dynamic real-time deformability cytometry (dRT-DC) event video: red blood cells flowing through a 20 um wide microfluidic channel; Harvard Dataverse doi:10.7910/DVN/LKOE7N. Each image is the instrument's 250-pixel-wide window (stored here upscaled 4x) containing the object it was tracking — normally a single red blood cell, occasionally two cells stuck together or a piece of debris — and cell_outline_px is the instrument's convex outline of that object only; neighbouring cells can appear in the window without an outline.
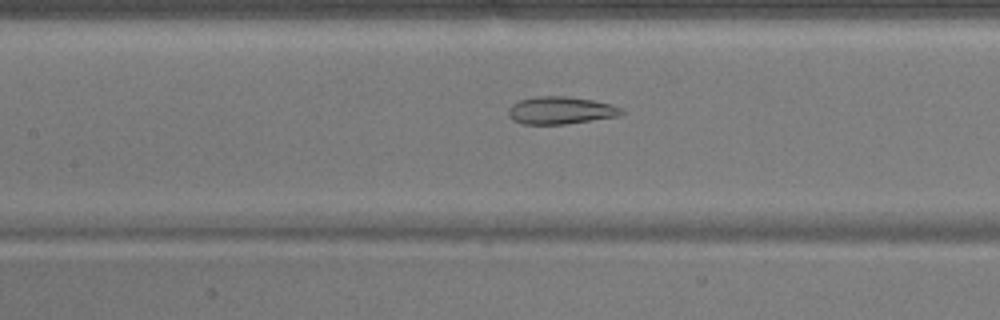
{"species": "common noctule bat (a hibernating species)", "species_latin": "Nyctalus noctula", "temperature_condition": "warm", "stored_images_in_passage": 51, "camera_frame_rate_fps": 3000, "um_per_image_px": 0.085, "animal": {"sex": "male", "body_mass_g": 17.9}, "frame": {"image": 1, "passage_image": 23, "time_ms": 7.333, "image_size_px": [1000, 320], "cell_outline_px": [[624, 112], [616, 116], [564, 124], [520, 124], [512, 120], [508, 116], [508, 108], [512, 104], [520, 100], [536, 96], [568, 96], [592, 100], [612, 104], [620, 108]], "centroid_in_image_um": [47.58, 9.38], "position_along_channel_um": 159.8, "area_um2": 18.03}}
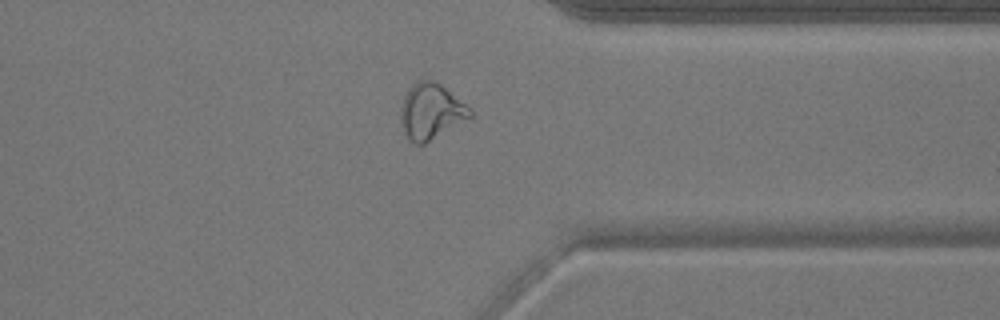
{"frame": {"image": 2, "passage_image": 40, "time_ms": 13.0, "image_size_px": [1000, 320], "cell_outline_px": [[472, 116], [424, 144], [416, 144], [404, 132], [400, 124], [400, 104], [408, 88], [416, 80], [436, 80], [472, 108]], "centroid_in_image_um": [36.62, 9.43], "position_along_channel_um": 374.8, "area_um2": 22.66}}
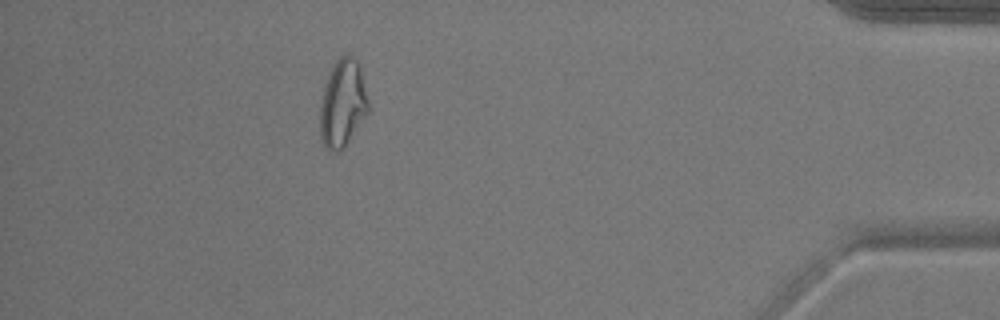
{"frame": {"image": 3, "passage_image": 46, "time_ms": 15.0, "image_size_px": [1000, 320], "cell_outline_px": [[368, 112], [344, 148], [340, 152], [332, 152], [320, 140], [320, 104], [324, 84], [328, 72], [336, 60], [344, 52], [348, 52], [356, 60], [360, 68], [368, 104]], "centroid_in_image_um": [29.09, 8.77], "position_along_channel_um": 406.1, "area_um2": 24.74}, "authors_computed_cell_mechanics": {"area_um2": 22.8888, "velocity_mm_per_s": 3.8716, "shape_relaxation_time_tau1_ms": null, "shape_relaxation_time_tau2_ms": 1.555, "deformation_change_tau1": null, "deformation_change_tau2": 0.0748}}